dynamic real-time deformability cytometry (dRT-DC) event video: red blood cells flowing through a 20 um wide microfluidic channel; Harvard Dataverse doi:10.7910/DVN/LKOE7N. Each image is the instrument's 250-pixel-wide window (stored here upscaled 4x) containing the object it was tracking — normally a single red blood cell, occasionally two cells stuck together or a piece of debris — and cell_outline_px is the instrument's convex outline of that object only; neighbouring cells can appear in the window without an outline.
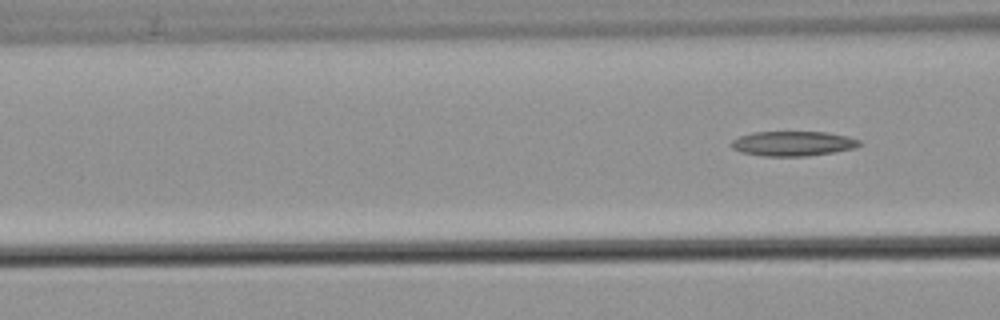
{"species": "common noctule bat (a hibernating species)", "species_latin": "Nyctalus noctula", "temperature_condition": "warm", "stored_images_in_passage": 6, "camera_frame_rate_fps": 3000, "um_per_image_px": 0.085, "animal": {"sex": "male", "body_mass_g": 21.5, "forearm_length_mm": 52.0}, "frame": {"image": 1, "passage_image": 6, "time_ms": 7.333, "image_size_px": [1000, 320], "cell_outline_px": [[864, 144], [856, 148], [808, 156], [764, 156], [740, 152], [732, 148], [732, 140], [740, 136], [752, 132], [828, 132], [848, 136], [860, 140]], "centroid_in_image_um": [67.44, 12.2], "position_along_channel_um": 99.2, "area_um2": 18.61}}